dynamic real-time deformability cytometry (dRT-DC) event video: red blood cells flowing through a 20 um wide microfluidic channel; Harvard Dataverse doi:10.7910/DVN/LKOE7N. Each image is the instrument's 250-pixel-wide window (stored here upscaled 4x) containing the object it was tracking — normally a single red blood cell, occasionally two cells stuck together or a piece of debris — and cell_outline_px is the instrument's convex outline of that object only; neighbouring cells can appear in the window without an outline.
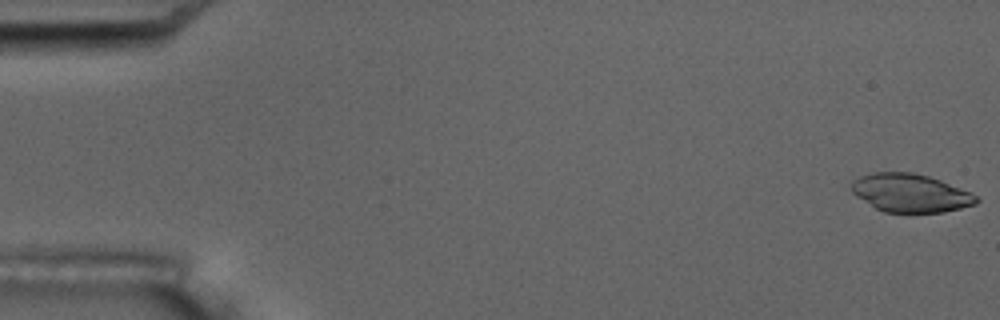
{"species": "common noctule bat (a hibernating species)", "species_latin": "Nyctalus noctula", "temperature_condition": "room temperature", "stored_images_in_passage": 7, "camera_frame_rate_fps": 3000, "um_per_image_px": 0.085, "animal": {"sex": "male", "body_mass_g": 17.5, "forearm_length_mm": 52.3}, "frame": {"image": 1, "passage_image": 1, "time_ms": 0.0, "image_size_px": [1000, 320], "cell_outline_px": [[980, 200], [976, 204], [944, 212], [884, 212], [876, 208], [856, 196], [852, 192], [852, 180], [860, 176], [872, 172], [912, 172], [928, 176], [940, 180], [972, 192]], "centroid_in_image_um": [77.39, 16.4], "position_along_channel_um": 7.6, "area_um2": 27.8}}
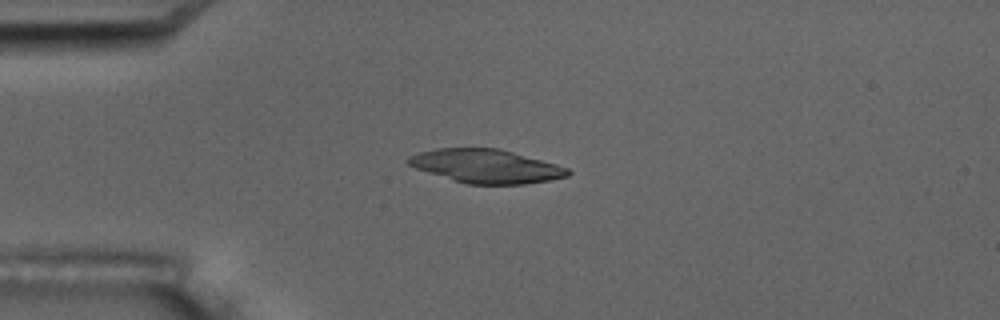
{"frame": {"image": 2, "passage_image": 5, "time_ms": 4.667, "image_size_px": [1000, 320], "cell_outline_px": [[572, 172], [568, 176], [548, 180], [524, 184], [468, 184], [416, 168], [408, 164], [404, 160], [408, 156], [420, 152], [436, 148], [500, 148], [556, 164], [568, 168]], "centroid_in_image_um": [41.32, 14.11], "position_along_channel_um": 43.7, "area_um2": 31.04}}